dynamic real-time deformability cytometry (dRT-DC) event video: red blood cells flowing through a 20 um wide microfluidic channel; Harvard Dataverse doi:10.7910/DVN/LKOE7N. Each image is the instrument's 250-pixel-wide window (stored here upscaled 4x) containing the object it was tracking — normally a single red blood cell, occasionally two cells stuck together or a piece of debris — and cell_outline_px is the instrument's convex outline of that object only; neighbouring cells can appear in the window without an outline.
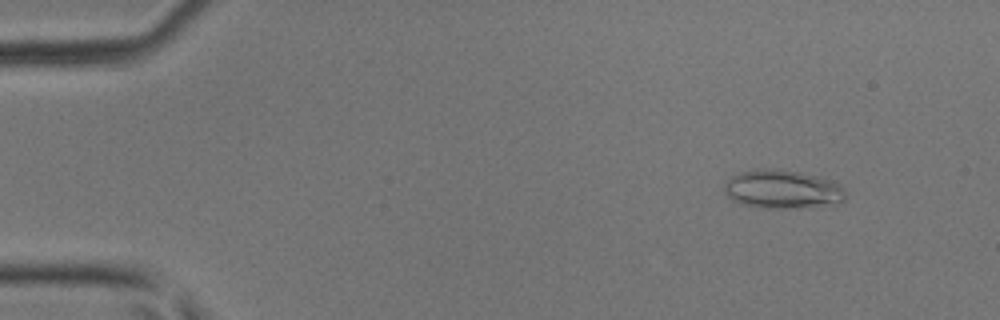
{"species": "common noctule bat (a hibernating species)", "species_latin": "Nyctalus noctula", "temperature_condition": "room temperature", "stored_images_in_passage": 47, "camera_frame_rate_fps": 3000, "um_per_image_px": 0.085, "animal": {"sex": "male", "body_mass_g": 17.9, "forearm_length_mm": 54.2}, "frame": {"image": 1, "passage_image": 5, "time_ms": 1.333, "image_size_px": [1000, 320], "cell_outline_px": [[844, 200], [836, 204], [796, 208], [760, 208], [740, 204], [732, 200], [724, 192], [724, 184], [732, 176], [740, 172], [764, 168], [772, 168], [800, 172], [820, 176], [832, 180], [840, 184], [844, 188]], "centroid_in_image_um": [66.51, 16.09], "position_along_channel_um": 18.5, "area_um2": 27.57}}
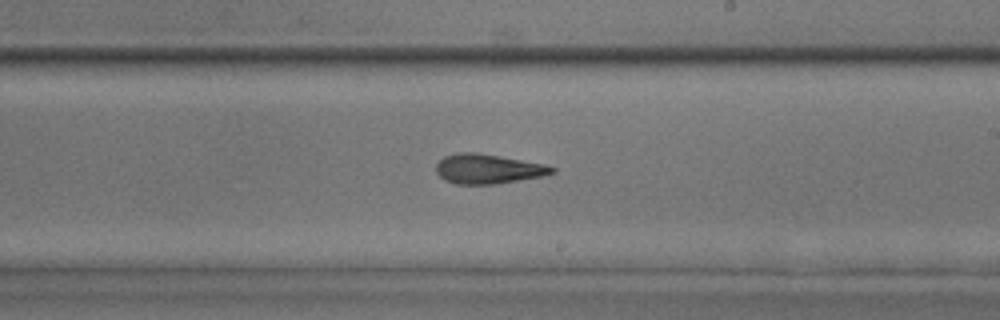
{"frame": {"image": 2, "passage_image": 28, "time_ms": 9.0, "image_size_px": [1000, 320], "cell_outline_px": [[556, 172], [544, 176], [496, 184], [456, 184], [444, 180], [436, 172], [436, 164], [444, 156], [456, 152], [476, 152], [500, 156], [544, 164], [556, 168]], "centroid_in_image_um": [41.47, 14.35], "position_along_channel_um": 247.5, "area_um2": 20.11}}
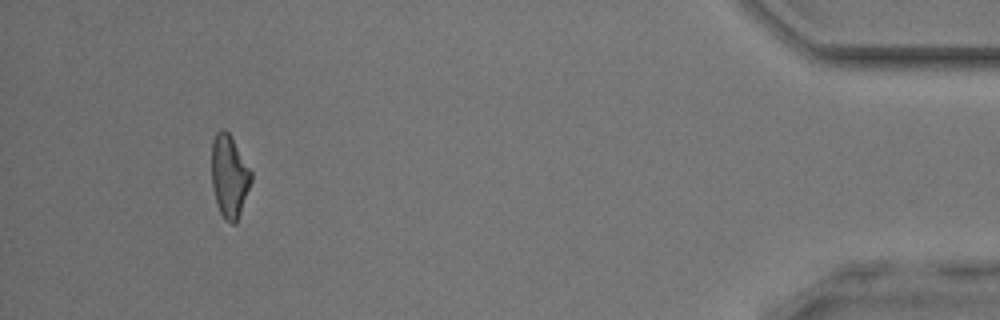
{"frame": {"image": 3, "passage_image": 44, "time_ms": 14.333, "image_size_px": [1000, 320], "cell_outline_px": [[252, 180], [236, 224], [232, 224], [224, 220], [220, 212], [216, 200], [212, 184], [212, 140], [216, 132], [220, 128], [224, 128], [228, 132], [252, 172]], "centroid_in_image_um": [19.49, 14.98], "position_along_channel_um": 415.7, "area_um2": 18.9}}